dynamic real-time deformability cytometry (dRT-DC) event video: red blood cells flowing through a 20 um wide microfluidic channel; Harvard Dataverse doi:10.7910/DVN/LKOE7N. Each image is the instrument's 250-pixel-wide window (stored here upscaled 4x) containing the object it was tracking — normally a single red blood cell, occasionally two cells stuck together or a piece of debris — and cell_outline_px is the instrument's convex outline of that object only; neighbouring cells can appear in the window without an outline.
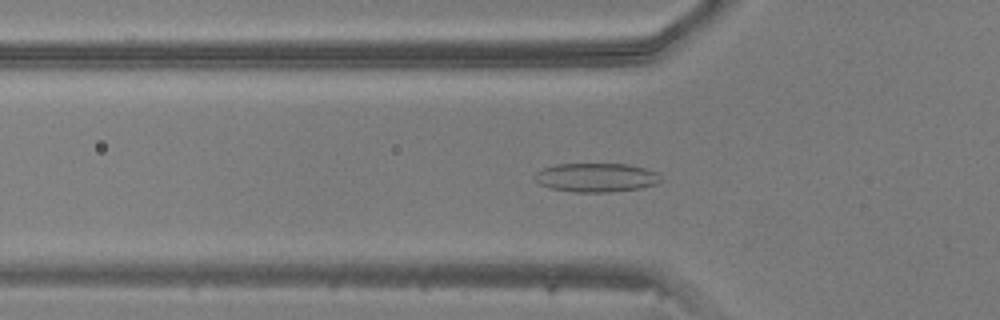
{"species": "common noctule bat (a hibernating species)", "species_latin": "Nyctalus noctula", "temperature_condition": "warm", "stored_images_in_passage": 48, "camera_frame_rate_fps": 3000, "um_per_image_px": 0.085, "animal": {"sex": "male", "body_mass_g": 20.5, "forearm_length_mm": 52.5}, "frame": {"image": 1, "passage_image": 15, "time_ms": 4.667, "image_size_px": [1000, 320], "cell_outline_px": [[660, 180], [656, 184], [640, 188], [608, 192], [572, 192], [552, 188], [540, 184], [532, 176], [536, 172], [544, 168], [556, 164], [628, 164], [644, 168], [656, 172]], "centroid_in_image_um": [50.64, 15.09], "position_along_channel_um": 75.2, "area_um2": 21.04}}
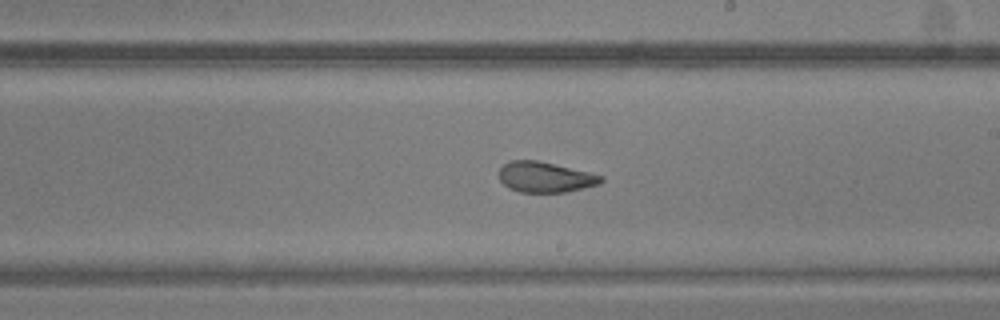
{"frame": {"image": 2, "passage_image": 27, "time_ms": 8.667, "image_size_px": [1000, 320], "cell_outline_px": [[604, 180], [600, 184], [564, 192], [520, 192], [508, 188], [500, 180], [500, 168], [508, 160], [536, 160], [588, 172], [604, 176]], "centroid_in_image_um": [46.33, 15.05], "position_along_channel_um": 242.7, "area_um2": 17.98}}
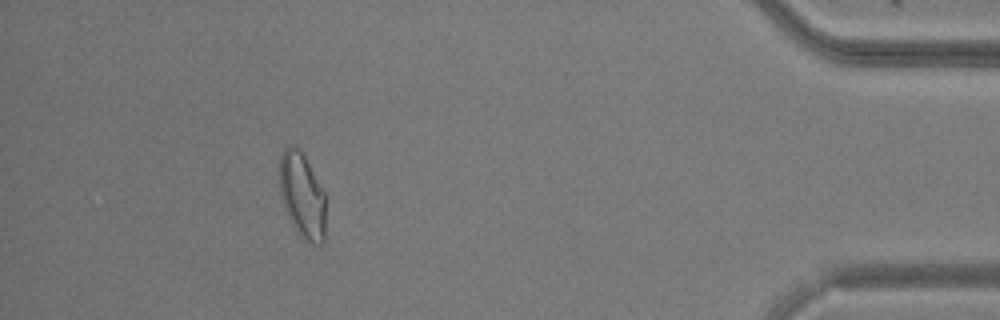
{"frame": {"image": 3, "passage_image": 43, "time_ms": 14.0, "image_size_px": [1000, 320], "cell_outline_px": [[324, 244], [320, 244], [308, 240], [300, 236], [292, 224], [288, 216], [280, 192], [280, 156], [284, 148], [296, 148], [304, 156], [324, 192]], "centroid_in_image_um": [25.68, 16.64], "position_along_channel_um": 409.5, "area_um2": 22.08}}